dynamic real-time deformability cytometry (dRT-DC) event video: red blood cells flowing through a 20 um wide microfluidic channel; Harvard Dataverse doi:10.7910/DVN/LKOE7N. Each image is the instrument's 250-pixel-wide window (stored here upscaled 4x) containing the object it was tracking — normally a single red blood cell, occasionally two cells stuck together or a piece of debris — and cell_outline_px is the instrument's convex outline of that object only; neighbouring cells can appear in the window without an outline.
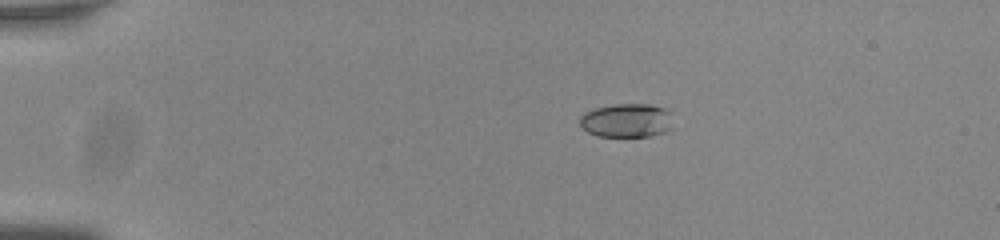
{"species": "common noctule bat (a hibernating species)", "species_latin": "Nyctalus noctula", "temperature_condition": "room temperature", "stored_images_in_passage": 45, "camera_frame_rate_fps": 3000, "um_per_image_px": 0.085, "animal": {"sex": "male", "body_mass_g": 20.0, "forearm_length_mm": 53.3}, "frame": {"image": 1, "passage_image": 1, "time_ms": 0.0, "image_size_px": [1000, 240], "cell_outline_px": [[672, 128], [664, 132], [652, 136], [596, 136], [588, 132], [580, 124], [580, 116], [584, 112], [596, 108], [616, 104], [648, 104], [664, 108], [672, 112]], "centroid_in_image_um": [53.3, 10.24], "position_along_channel_um": 31.7, "area_um2": 18.5}}
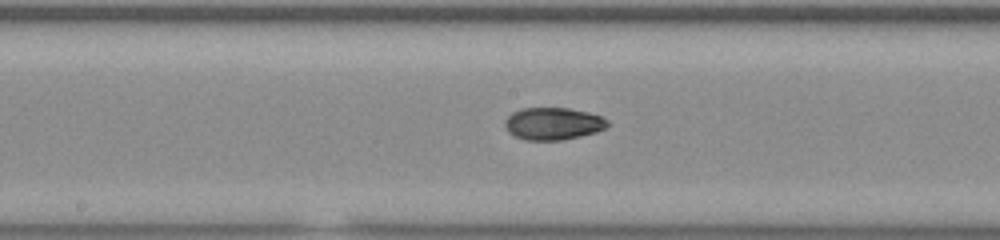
{"frame": {"image": 2, "passage_image": 20, "time_ms": 6.333, "image_size_px": [1000, 240], "cell_outline_px": [[612, 124], [596, 132], [580, 136], [560, 140], [524, 140], [508, 132], [504, 124], [504, 120], [512, 112], [520, 108], [568, 108], [588, 112], [600, 116], [608, 120]], "centroid_in_image_um": [47.0, 10.5], "position_along_channel_um": 201.2, "area_um2": 19.42}}
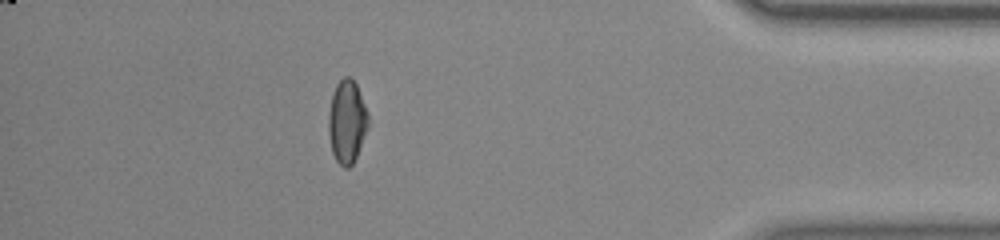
{"frame": {"image": 3, "passage_image": 39, "time_ms": 12.667, "image_size_px": [1000, 240], "cell_outline_px": [[368, 128], [356, 156], [352, 164], [348, 168], [344, 168], [336, 160], [332, 152], [328, 132], [328, 116], [332, 96], [336, 84], [344, 76], [348, 76], [356, 84], [368, 112]], "centroid_in_image_um": [29.48, 10.34], "position_along_channel_um": 405.7, "area_um2": 19.07}, "authors_computed_cell_mechanics": {"area_um2": 19.1896, "velocity_mm_per_s": 3.8136, "shape_relaxation_time_tau1_ms": 7.9103, "shape_relaxation_time_tau2_ms": 2.9334, "deformation_change_tau1": 0.1988, "deformation_change_tau2": 0.0583}}